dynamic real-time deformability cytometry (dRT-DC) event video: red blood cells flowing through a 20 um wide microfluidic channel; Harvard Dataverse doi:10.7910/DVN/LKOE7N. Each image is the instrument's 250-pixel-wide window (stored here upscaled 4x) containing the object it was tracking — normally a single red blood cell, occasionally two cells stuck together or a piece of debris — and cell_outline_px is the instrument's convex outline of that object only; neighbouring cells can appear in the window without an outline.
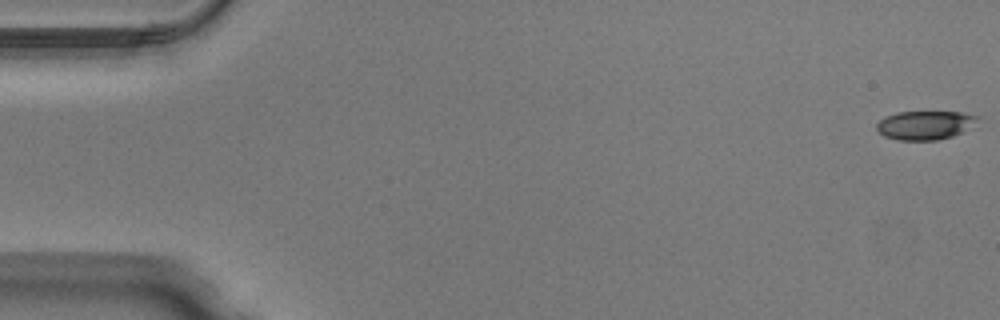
{"species": "Egyptian fruit bat (a non-hibernating species)", "species_latin": "Rousettus aegyptiacus", "temperature_condition": "warm", "stored_images_in_passage": 51, "camera_frame_rate_fps": 3000, "um_per_image_px": 0.085, "animal": {"sex": "male"}, "frame": {"image": 1, "passage_image": 1, "time_ms": 0.0, "image_size_px": [1000, 320], "cell_outline_px": [[980, 116], [960, 132], [952, 136], [936, 140], [896, 140], [884, 136], [876, 128], [876, 124], [884, 116], [896, 112], [960, 112]], "centroid_in_image_um": [78.52, 10.63], "position_along_channel_um": 6.5, "area_um2": 16.59}}
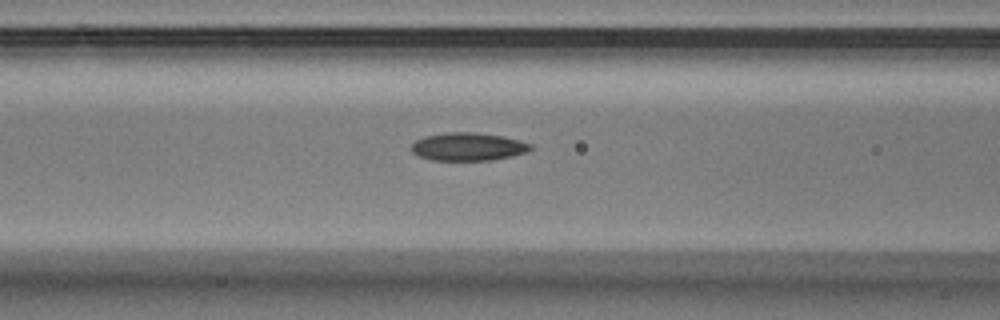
{"frame": {"image": 2, "passage_image": 21, "time_ms": 6.667, "image_size_px": [1000, 320], "cell_outline_px": [[532, 148], [524, 152], [512, 156], [492, 160], [428, 160], [416, 156], [408, 148], [416, 140], [424, 136], [448, 132], [476, 132], [504, 136], [532, 144]], "centroid_in_image_um": [39.72, 12.47], "position_along_channel_um": 126.9, "area_um2": 19.65}}
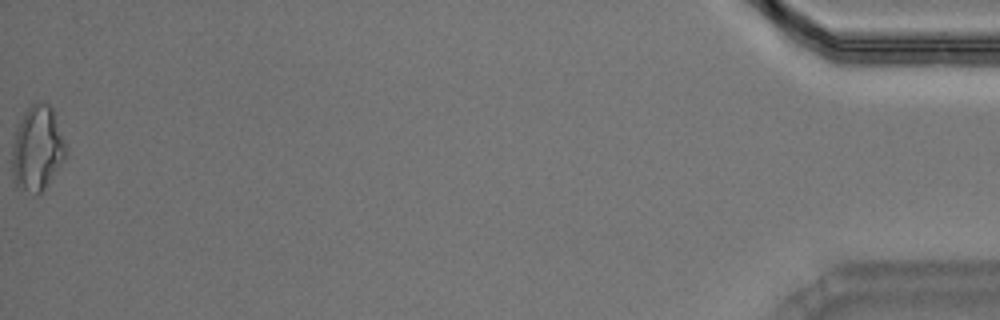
{"frame": {"image": 3, "passage_image": 51, "time_ms": 16.667, "image_size_px": [1000, 320], "cell_outline_px": [[64, 160], [44, 188], [36, 196], [16, 188], [12, 176], [12, 144], [16, 124], [24, 112], [36, 100], [44, 100], [52, 108], [64, 140]], "centroid_in_image_um": [3.11, 12.61], "position_along_channel_um": 432.1, "area_um2": 26.82}, "authors_computed_cell_mechanics": {"area_um2": 19.2474, "velocity_mm_per_s": 4.044, "shape_relaxation_time_tau1_ms": 5.0524, "shape_relaxation_time_tau2_ms": 4.9454, "deformation_change_tau1": 0.1665, "deformation_change_tau2": 0.144}}